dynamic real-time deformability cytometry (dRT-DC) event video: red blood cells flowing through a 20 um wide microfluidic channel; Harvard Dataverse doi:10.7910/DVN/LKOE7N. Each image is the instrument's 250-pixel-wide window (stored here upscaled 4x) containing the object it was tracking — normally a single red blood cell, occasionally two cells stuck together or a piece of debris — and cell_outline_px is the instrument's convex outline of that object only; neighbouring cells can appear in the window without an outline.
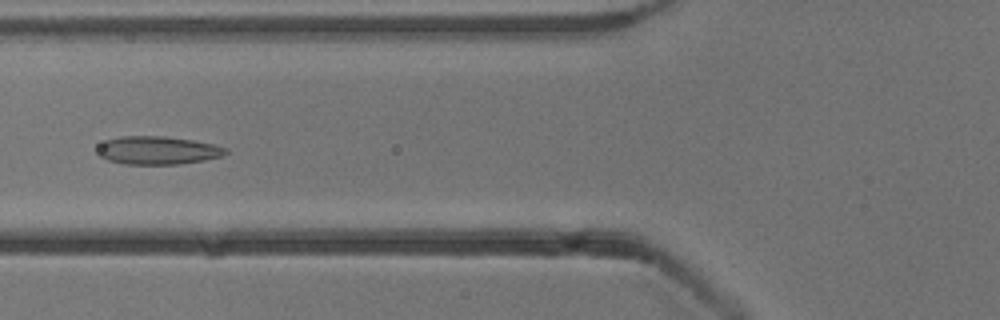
{"species": "common noctule bat (a hibernating species)", "species_latin": "Nyctalus noctula", "temperature_condition": "cold", "stored_images_in_passage": 37, "camera_frame_rate_fps": 3000, "um_per_image_px": 0.085, "animal": {"sex": "male", "body_mass_g": 13.3}, "frame": {"image": 1, "passage_image": 4, "time_ms": 1.0, "image_size_px": [1000, 320], "cell_outline_px": [[228, 152], [220, 156], [204, 160], [180, 164], [124, 164], [108, 160], [100, 156], [96, 152], [100, 144], [108, 140], [120, 136], [164, 136], [192, 140], [212, 144], [228, 148]], "centroid_in_image_um": [13.39, 12.78], "position_along_channel_um": 112.4, "area_um2": 20.92}}
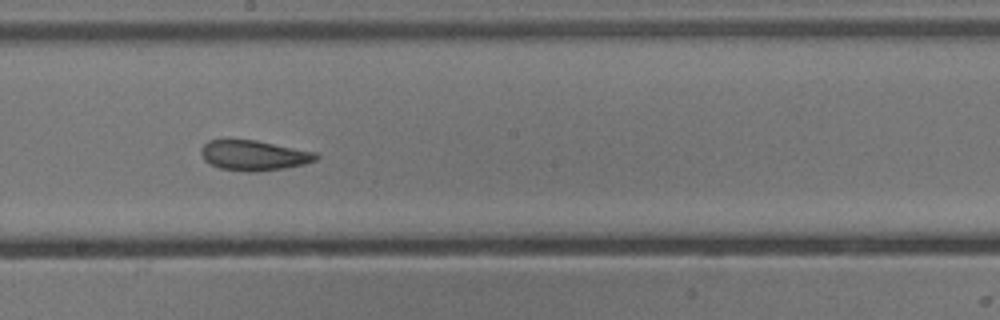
{"frame": {"image": 2, "passage_image": 13, "time_ms": 4.0, "image_size_px": [1000, 320], "cell_outline_px": [[320, 156], [316, 160], [304, 164], [284, 168], [256, 172], [248, 172], [220, 168], [204, 160], [200, 152], [200, 148], [208, 140], [256, 140], [316, 152]], "centroid_in_image_um": [21.58, 13.21], "position_along_channel_um": 226.6, "area_um2": 20.17}}
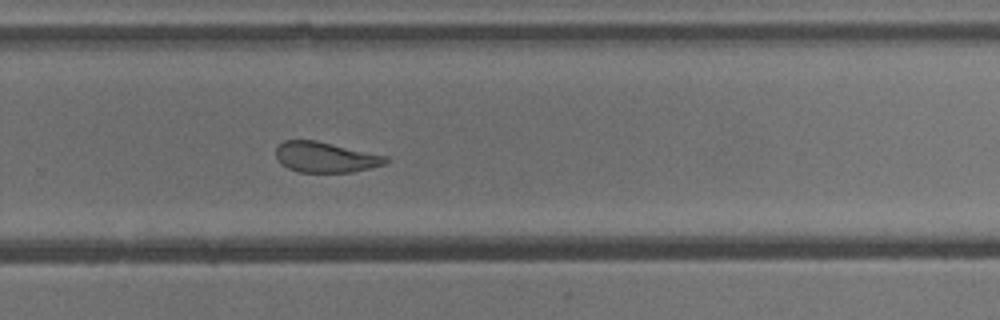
{"frame": {"image": 3, "passage_image": 19, "time_ms": 6.0, "image_size_px": [1000, 320], "cell_outline_px": [[388, 164], [352, 172], [300, 172], [288, 168], [280, 164], [276, 156], [276, 148], [284, 140], [316, 140], [388, 156]], "centroid_in_image_um": [27.68, 13.36], "position_along_channel_um": 302.1, "area_um2": 19.59}}